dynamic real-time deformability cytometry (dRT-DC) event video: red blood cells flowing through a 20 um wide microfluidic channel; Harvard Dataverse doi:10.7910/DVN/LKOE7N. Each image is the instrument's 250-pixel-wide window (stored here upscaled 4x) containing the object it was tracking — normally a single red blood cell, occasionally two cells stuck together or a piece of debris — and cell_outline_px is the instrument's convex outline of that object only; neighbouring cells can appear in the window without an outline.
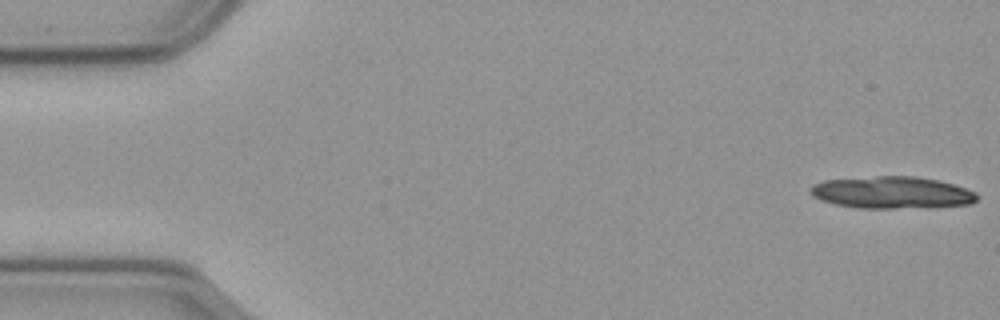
{"species": "common noctule bat (a hibernating species)", "species_latin": "Nyctalus noctula", "temperature_condition": "cold", "stored_images_in_passage": 15, "camera_frame_rate_fps": 3000, "um_per_image_px": 0.085, "animal": {"sex": "male", "body_mass_g": 23.1, "forearm_length_mm": 52.7}, "frame": {"image": 1, "passage_image": 1, "time_ms": 0.0, "image_size_px": [1000, 320], "cell_outline_px": [[976, 200], [972, 204], [928, 208], [860, 208], [836, 204], [812, 196], [808, 192], [808, 188], [812, 184], [824, 180], [876, 176], [916, 176], [936, 180], [952, 184], [976, 192]], "centroid_in_image_um": [75.8, 16.37], "position_along_channel_um": 9.2, "area_um2": 31.27}}